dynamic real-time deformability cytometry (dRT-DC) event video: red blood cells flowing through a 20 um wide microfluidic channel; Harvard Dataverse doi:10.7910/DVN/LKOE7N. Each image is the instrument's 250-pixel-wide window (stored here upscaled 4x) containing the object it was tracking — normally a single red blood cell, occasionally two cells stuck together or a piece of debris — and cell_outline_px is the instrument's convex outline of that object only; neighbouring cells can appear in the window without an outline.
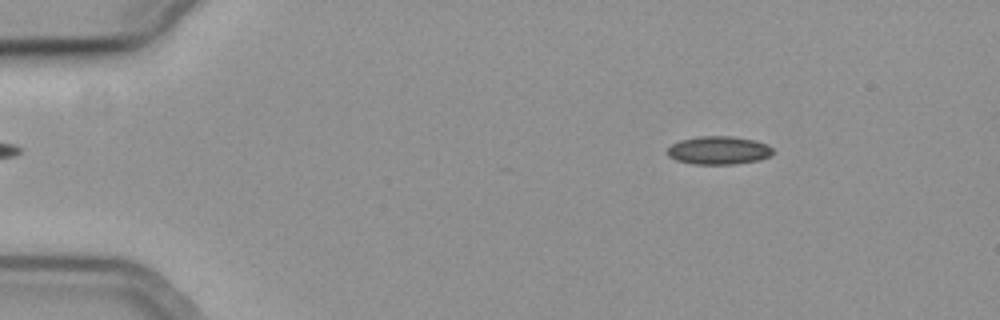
{"species": "common noctule bat (a hibernating species)", "species_latin": "Nyctalus noctula", "temperature_condition": "cold", "stored_images_in_passage": 51, "camera_frame_rate_fps": 3000, "um_per_image_px": 0.085, "animal": {"sex": "female", "body_mass_g": 19.3, "forearm_length_mm": 54.1}, "frame": {"image": 1, "passage_image": 4, "time_ms": 1.0, "image_size_px": [1000, 320], "cell_outline_px": [[772, 156], [760, 160], [736, 164], [692, 164], [676, 160], [668, 156], [664, 152], [672, 144], [680, 140], [700, 136], [732, 136], [756, 140], [768, 144], [772, 148]], "centroid_in_image_um": [61.09, 12.78], "position_along_channel_um": 23.9, "area_um2": 17.63}}
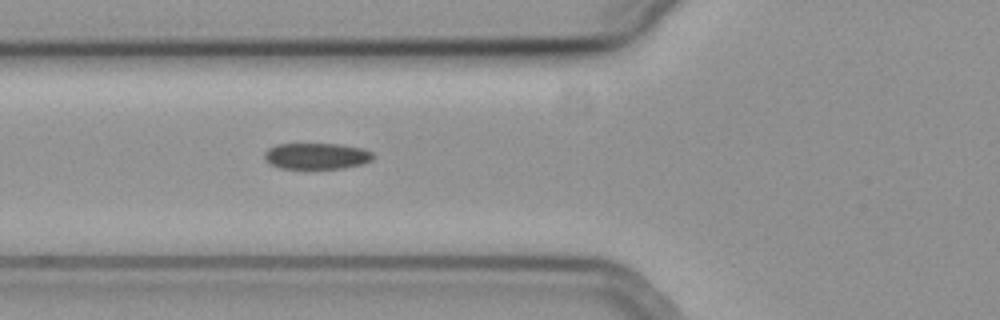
{"frame": {"image": 2, "passage_image": 17, "time_ms": 5.333, "image_size_px": [1000, 320], "cell_outline_px": [[376, 156], [372, 160], [364, 164], [344, 168], [280, 168], [272, 164], [264, 156], [264, 152], [268, 148], [276, 144], [340, 144], [364, 148], [372, 152]], "centroid_in_image_um": [26.98, 13.25], "position_along_channel_um": 98.8, "area_um2": 16.65}}
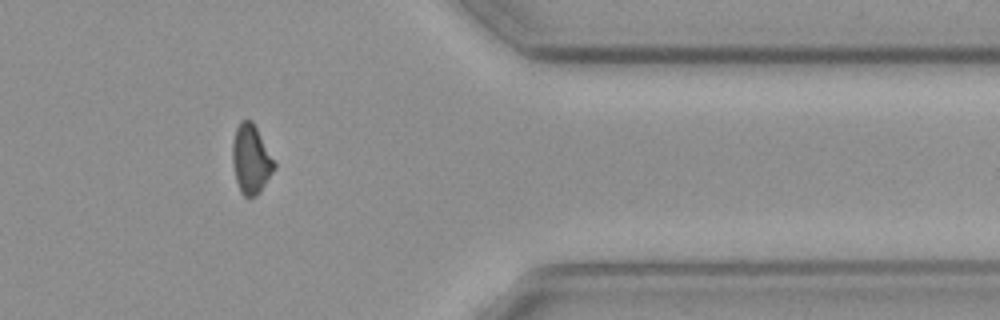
{"frame": {"image": 3, "passage_image": 42, "time_ms": 13.667, "image_size_px": [1000, 320], "cell_outline_px": [[276, 168], [260, 192], [256, 196], [244, 196], [240, 192], [236, 180], [232, 164], [232, 144], [236, 128], [240, 120], [252, 120], [276, 164]], "centroid_in_image_um": [21.32, 13.54], "position_along_channel_um": 390.1, "area_um2": 16.82}}